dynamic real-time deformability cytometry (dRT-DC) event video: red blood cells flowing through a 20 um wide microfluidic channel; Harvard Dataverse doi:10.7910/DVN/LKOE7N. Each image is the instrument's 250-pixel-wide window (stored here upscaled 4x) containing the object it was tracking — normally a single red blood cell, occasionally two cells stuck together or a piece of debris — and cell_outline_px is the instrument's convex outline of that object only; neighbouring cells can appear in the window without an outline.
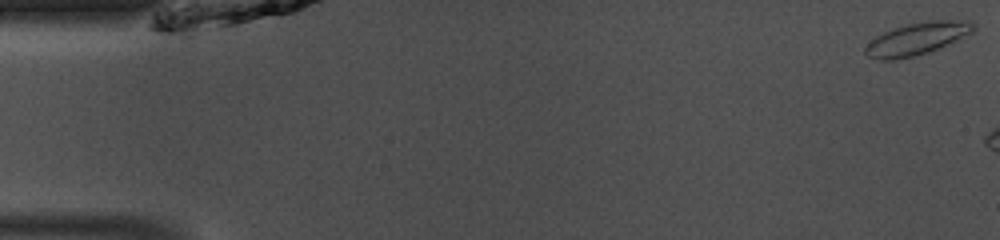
{"species": "common noctule bat (a hibernating species)", "species_latin": "Nyctalus noctula", "temperature_condition": "room temperature", "stored_images_in_passage": 6, "camera_frame_rate_fps": 3000, "um_per_image_px": 0.085, "animal": {"sex": "male", "body_mass_g": 13.0, "forearm_length_mm": 53.1}, "frame": {"image": 1, "passage_image": 1, "time_ms": 0.0, "image_size_px": [1000, 240], "cell_outline_px": [[976, 28], [972, 32], [928, 52], [912, 56], [892, 60], [880, 60], [868, 56], [864, 52], [864, 48], [876, 36], [884, 32], [908, 24], [928, 20], [972, 20], [976, 24]], "centroid_in_image_um": [77.96, 3.27], "position_along_channel_um": 7.0, "area_um2": 20.0}}